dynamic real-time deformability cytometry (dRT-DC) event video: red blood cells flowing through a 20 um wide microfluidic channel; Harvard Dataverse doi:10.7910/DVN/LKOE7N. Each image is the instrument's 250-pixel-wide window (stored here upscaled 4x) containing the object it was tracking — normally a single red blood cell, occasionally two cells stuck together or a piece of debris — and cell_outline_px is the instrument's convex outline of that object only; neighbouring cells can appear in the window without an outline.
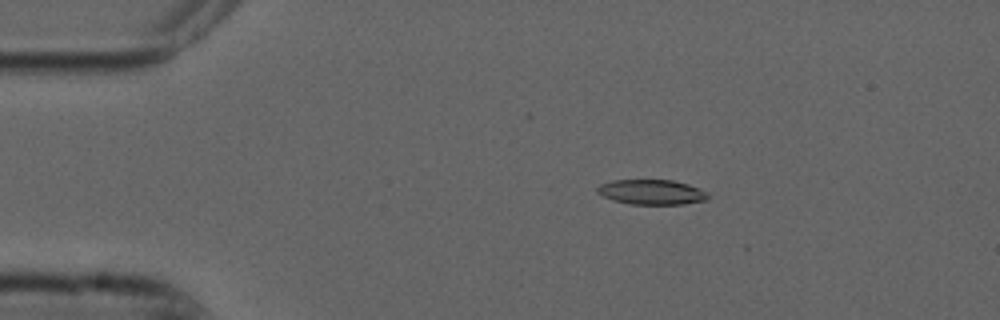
{"species": "common noctule bat (a hibernating species)", "species_latin": "Nyctalus noctula", "temperature_condition": "cold", "stored_images_in_passage": 17, "camera_frame_rate_fps": 3000, "um_per_image_px": 0.085, "animal": {"sex": "male", "forearm_length_mm": 52.5}, "frame": {"image": 1, "passage_image": 10, "time_ms": 3.0, "image_size_px": [1000, 320], "cell_outline_px": [[708, 200], [684, 204], [628, 204], [612, 200], [596, 192], [596, 188], [600, 184], [612, 180], [672, 180], [688, 184], [700, 188], [708, 192]], "centroid_in_image_um": [55.39, 16.33], "position_along_channel_um": 29.6, "area_um2": 16.24}}